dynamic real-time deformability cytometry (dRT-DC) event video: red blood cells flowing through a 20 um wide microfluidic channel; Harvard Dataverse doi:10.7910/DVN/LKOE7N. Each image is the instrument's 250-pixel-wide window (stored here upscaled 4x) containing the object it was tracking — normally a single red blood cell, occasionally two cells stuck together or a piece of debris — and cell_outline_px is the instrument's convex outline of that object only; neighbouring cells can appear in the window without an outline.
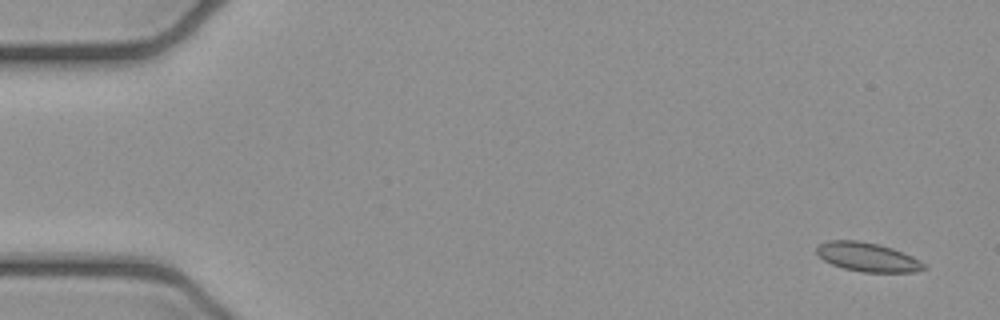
{"species": "common noctule bat (a hibernating species)", "species_latin": "Nyctalus noctula", "temperature_condition": "cold", "stored_images_in_passage": 5, "camera_frame_rate_fps": 3000, "um_per_image_px": 0.085, "animal": {"sex": "female", "body_mass_g": 21.9}, "frame": {"image": 1, "passage_image": 1, "time_ms": 0.0, "image_size_px": [1000, 320], "cell_outline_px": [[928, 268], [916, 272], [864, 272], [844, 268], [832, 264], [824, 260], [816, 252], [816, 248], [820, 244], [828, 240], [856, 240], [880, 244], [892, 248], [912, 256], [920, 260]], "centroid_in_image_um": [73.76, 21.85], "position_along_channel_um": 11.2, "area_um2": 18.09}}